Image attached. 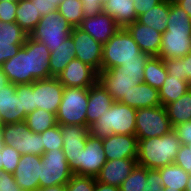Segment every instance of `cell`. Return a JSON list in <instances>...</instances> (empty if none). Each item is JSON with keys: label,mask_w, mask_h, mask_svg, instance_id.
Returning <instances> with one entry per match:
<instances>
[{"label": "cell", "mask_w": 191, "mask_h": 191, "mask_svg": "<svg viewBox=\"0 0 191 191\" xmlns=\"http://www.w3.org/2000/svg\"><path fill=\"white\" fill-rule=\"evenodd\" d=\"M180 146V139L174 130L162 137L138 139L137 163L147 169H159L173 164Z\"/></svg>", "instance_id": "obj_1"}, {"label": "cell", "mask_w": 191, "mask_h": 191, "mask_svg": "<svg viewBox=\"0 0 191 191\" xmlns=\"http://www.w3.org/2000/svg\"><path fill=\"white\" fill-rule=\"evenodd\" d=\"M136 111L135 108L114 101L109 110L89 127L90 135L99 139L112 134L135 135Z\"/></svg>", "instance_id": "obj_2"}, {"label": "cell", "mask_w": 191, "mask_h": 191, "mask_svg": "<svg viewBox=\"0 0 191 191\" xmlns=\"http://www.w3.org/2000/svg\"><path fill=\"white\" fill-rule=\"evenodd\" d=\"M143 54L127 29L120 28L107 43L103 44L101 70L139 61Z\"/></svg>", "instance_id": "obj_3"}, {"label": "cell", "mask_w": 191, "mask_h": 191, "mask_svg": "<svg viewBox=\"0 0 191 191\" xmlns=\"http://www.w3.org/2000/svg\"><path fill=\"white\" fill-rule=\"evenodd\" d=\"M89 88L64 87L61 103L56 113V123L87 127Z\"/></svg>", "instance_id": "obj_4"}, {"label": "cell", "mask_w": 191, "mask_h": 191, "mask_svg": "<svg viewBox=\"0 0 191 191\" xmlns=\"http://www.w3.org/2000/svg\"><path fill=\"white\" fill-rule=\"evenodd\" d=\"M72 28L58 10H55L42 16L29 36L45 44L51 52L71 36Z\"/></svg>", "instance_id": "obj_5"}, {"label": "cell", "mask_w": 191, "mask_h": 191, "mask_svg": "<svg viewBox=\"0 0 191 191\" xmlns=\"http://www.w3.org/2000/svg\"><path fill=\"white\" fill-rule=\"evenodd\" d=\"M137 139L162 137L173 130L164 106L140 108L136 111Z\"/></svg>", "instance_id": "obj_6"}, {"label": "cell", "mask_w": 191, "mask_h": 191, "mask_svg": "<svg viewBox=\"0 0 191 191\" xmlns=\"http://www.w3.org/2000/svg\"><path fill=\"white\" fill-rule=\"evenodd\" d=\"M3 134L4 144L14 147L21 155L41 156L44 153L42 135L31 131L25 121L6 124Z\"/></svg>", "instance_id": "obj_7"}, {"label": "cell", "mask_w": 191, "mask_h": 191, "mask_svg": "<svg viewBox=\"0 0 191 191\" xmlns=\"http://www.w3.org/2000/svg\"><path fill=\"white\" fill-rule=\"evenodd\" d=\"M41 160L40 187L66 185L73 176L62 149L44 152Z\"/></svg>", "instance_id": "obj_8"}, {"label": "cell", "mask_w": 191, "mask_h": 191, "mask_svg": "<svg viewBox=\"0 0 191 191\" xmlns=\"http://www.w3.org/2000/svg\"><path fill=\"white\" fill-rule=\"evenodd\" d=\"M106 161L102 139L89 134L85 148L78 156V168L73 175L96 178Z\"/></svg>", "instance_id": "obj_9"}, {"label": "cell", "mask_w": 191, "mask_h": 191, "mask_svg": "<svg viewBox=\"0 0 191 191\" xmlns=\"http://www.w3.org/2000/svg\"><path fill=\"white\" fill-rule=\"evenodd\" d=\"M64 85L57 79L36 80L33 82L34 106L56 115L62 100Z\"/></svg>", "instance_id": "obj_10"}, {"label": "cell", "mask_w": 191, "mask_h": 191, "mask_svg": "<svg viewBox=\"0 0 191 191\" xmlns=\"http://www.w3.org/2000/svg\"><path fill=\"white\" fill-rule=\"evenodd\" d=\"M71 37L75 44V58L99 72L101 70L103 45L79 27L72 28Z\"/></svg>", "instance_id": "obj_11"}, {"label": "cell", "mask_w": 191, "mask_h": 191, "mask_svg": "<svg viewBox=\"0 0 191 191\" xmlns=\"http://www.w3.org/2000/svg\"><path fill=\"white\" fill-rule=\"evenodd\" d=\"M63 137V153L66 156L70 170L78 168V156L85 148L86 139L90 134L89 127L59 124Z\"/></svg>", "instance_id": "obj_12"}, {"label": "cell", "mask_w": 191, "mask_h": 191, "mask_svg": "<svg viewBox=\"0 0 191 191\" xmlns=\"http://www.w3.org/2000/svg\"><path fill=\"white\" fill-rule=\"evenodd\" d=\"M57 79L64 87L89 88L98 81V72L79 59L73 58Z\"/></svg>", "instance_id": "obj_13"}, {"label": "cell", "mask_w": 191, "mask_h": 191, "mask_svg": "<svg viewBox=\"0 0 191 191\" xmlns=\"http://www.w3.org/2000/svg\"><path fill=\"white\" fill-rule=\"evenodd\" d=\"M144 76L119 75L117 68L100 70L98 72V82L112 96L114 101H120L133 86L143 83Z\"/></svg>", "instance_id": "obj_14"}, {"label": "cell", "mask_w": 191, "mask_h": 191, "mask_svg": "<svg viewBox=\"0 0 191 191\" xmlns=\"http://www.w3.org/2000/svg\"><path fill=\"white\" fill-rule=\"evenodd\" d=\"M12 84L33 83L36 79L29 72V35L18 53L1 66Z\"/></svg>", "instance_id": "obj_15"}, {"label": "cell", "mask_w": 191, "mask_h": 191, "mask_svg": "<svg viewBox=\"0 0 191 191\" xmlns=\"http://www.w3.org/2000/svg\"><path fill=\"white\" fill-rule=\"evenodd\" d=\"M41 156L24 154L13 173L14 179L23 191H36L39 187Z\"/></svg>", "instance_id": "obj_16"}, {"label": "cell", "mask_w": 191, "mask_h": 191, "mask_svg": "<svg viewBox=\"0 0 191 191\" xmlns=\"http://www.w3.org/2000/svg\"><path fill=\"white\" fill-rule=\"evenodd\" d=\"M106 160L137 158L138 139L136 135L112 134L102 139Z\"/></svg>", "instance_id": "obj_17"}, {"label": "cell", "mask_w": 191, "mask_h": 191, "mask_svg": "<svg viewBox=\"0 0 191 191\" xmlns=\"http://www.w3.org/2000/svg\"><path fill=\"white\" fill-rule=\"evenodd\" d=\"M26 113L22 109L21 96H17L16 84L9 83L0 90V121L13 124L25 121Z\"/></svg>", "instance_id": "obj_18"}, {"label": "cell", "mask_w": 191, "mask_h": 191, "mask_svg": "<svg viewBox=\"0 0 191 191\" xmlns=\"http://www.w3.org/2000/svg\"><path fill=\"white\" fill-rule=\"evenodd\" d=\"M159 56L162 59L182 58L191 53V31H165Z\"/></svg>", "instance_id": "obj_19"}, {"label": "cell", "mask_w": 191, "mask_h": 191, "mask_svg": "<svg viewBox=\"0 0 191 191\" xmlns=\"http://www.w3.org/2000/svg\"><path fill=\"white\" fill-rule=\"evenodd\" d=\"M137 164V158L107 160L96 180L120 188Z\"/></svg>", "instance_id": "obj_20"}, {"label": "cell", "mask_w": 191, "mask_h": 191, "mask_svg": "<svg viewBox=\"0 0 191 191\" xmlns=\"http://www.w3.org/2000/svg\"><path fill=\"white\" fill-rule=\"evenodd\" d=\"M126 29L139 46L141 52L149 54L150 56H159L162 33L140 23L138 20L129 24Z\"/></svg>", "instance_id": "obj_21"}, {"label": "cell", "mask_w": 191, "mask_h": 191, "mask_svg": "<svg viewBox=\"0 0 191 191\" xmlns=\"http://www.w3.org/2000/svg\"><path fill=\"white\" fill-rule=\"evenodd\" d=\"M79 28L102 45L107 43L120 29L115 20L104 12L96 16L85 17Z\"/></svg>", "instance_id": "obj_22"}, {"label": "cell", "mask_w": 191, "mask_h": 191, "mask_svg": "<svg viewBox=\"0 0 191 191\" xmlns=\"http://www.w3.org/2000/svg\"><path fill=\"white\" fill-rule=\"evenodd\" d=\"M113 103L114 99L100 82L97 81L89 87L86 111L87 127L93 125L105 111L109 110Z\"/></svg>", "instance_id": "obj_23"}, {"label": "cell", "mask_w": 191, "mask_h": 191, "mask_svg": "<svg viewBox=\"0 0 191 191\" xmlns=\"http://www.w3.org/2000/svg\"><path fill=\"white\" fill-rule=\"evenodd\" d=\"M50 50L29 36V72L36 80L51 78L49 67Z\"/></svg>", "instance_id": "obj_24"}, {"label": "cell", "mask_w": 191, "mask_h": 191, "mask_svg": "<svg viewBox=\"0 0 191 191\" xmlns=\"http://www.w3.org/2000/svg\"><path fill=\"white\" fill-rule=\"evenodd\" d=\"M119 102L135 109L161 105L159 90L144 82L133 86L128 94H125Z\"/></svg>", "instance_id": "obj_25"}, {"label": "cell", "mask_w": 191, "mask_h": 191, "mask_svg": "<svg viewBox=\"0 0 191 191\" xmlns=\"http://www.w3.org/2000/svg\"><path fill=\"white\" fill-rule=\"evenodd\" d=\"M134 0H107L103 12L111 16L120 28H126L138 19Z\"/></svg>", "instance_id": "obj_26"}, {"label": "cell", "mask_w": 191, "mask_h": 191, "mask_svg": "<svg viewBox=\"0 0 191 191\" xmlns=\"http://www.w3.org/2000/svg\"><path fill=\"white\" fill-rule=\"evenodd\" d=\"M73 58H75V44L72 37L69 36L54 51L50 52L49 67L51 76L58 77Z\"/></svg>", "instance_id": "obj_27"}, {"label": "cell", "mask_w": 191, "mask_h": 191, "mask_svg": "<svg viewBox=\"0 0 191 191\" xmlns=\"http://www.w3.org/2000/svg\"><path fill=\"white\" fill-rule=\"evenodd\" d=\"M169 12L170 0H163L149 11L139 15L137 20L163 34L167 28Z\"/></svg>", "instance_id": "obj_28"}, {"label": "cell", "mask_w": 191, "mask_h": 191, "mask_svg": "<svg viewBox=\"0 0 191 191\" xmlns=\"http://www.w3.org/2000/svg\"><path fill=\"white\" fill-rule=\"evenodd\" d=\"M189 90V81L182 77L167 75L163 85L159 89V97L162 106L176 101Z\"/></svg>", "instance_id": "obj_29"}, {"label": "cell", "mask_w": 191, "mask_h": 191, "mask_svg": "<svg viewBox=\"0 0 191 191\" xmlns=\"http://www.w3.org/2000/svg\"><path fill=\"white\" fill-rule=\"evenodd\" d=\"M160 172L163 188L173 191H186L189 173L175 163L157 169Z\"/></svg>", "instance_id": "obj_30"}, {"label": "cell", "mask_w": 191, "mask_h": 191, "mask_svg": "<svg viewBox=\"0 0 191 191\" xmlns=\"http://www.w3.org/2000/svg\"><path fill=\"white\" fill-rule=\"evenodd\" d=\"M171 126L191 121V90L165 106Z\"/></svg>", "instance_id": "obj_31"}, {"label": "cell", "mask_w": 191, "mask_h": 191, "mask_svg": "<svg viewBox=\"0 0 191 191\" xmlns=\"http://www.w3.org/2000/svg\"><path fill=\"white\" fill-rule=\"evenodd\" d=\"M15 22L30 35L34 28L38 25L41 15L35 8L34 2L31 0H19L16 9Z\"/></svg>", "instance_id": "obj_32"}, {"label": "cell", "mask_w": 191, "mask_h": 191, "mask_svg": "<svg viewBox=\"0 0 191 191\" xmlns=\"http://www.w3.org/2000/svg\"><path fill=\"white\" fill-rule=\"evenodd\" d=\"M167 75L168 72L163 59L158 56H151L145 64L143 82L159 90Z\"/></svg>", "instance_id": "obj_33"}, {"label": "cell", "mask_w": 191, "mask_h": 191, "mask_svg": "<svg viewBox=\"0 0 191 191\" xmlns=\"http://www.w3.org/2000/svg\"><path fill=\"white\" fill-rule=\"evenodd\" d=\"M25 123L34 133H42L57 124L54 113L40 108L26 115Z\"/></svg>", "instance_id": "obj_34"}, {"label": "cell", "mask_w": 191, "mask_h": 191, "mask_svg": "<svg viewBox=\"0 0 191 191\" xmlns=\"http://www.w3.org/2000/svg\"><path fill=\"white\" fill-rule=\"evenodd\" d=\"M166 31H191V18L176 2L170 0Z\"/></svg>", "instance_id": "obj_35"}, {"label": "cell", "mask_w": 191, "mask_h": 191, "mask_svg": "<svg viewBox=\"0 0 191 191\" xmlns=\"http://www.w3.org/2000/svg\"><path fill=\"white\" fill-rule=\"evenodd\" d=\"M58 13L70 24L79 27L85 18L81 0H63L58 6Z\"/></svg>", "instance_id": "obj_36"}, {"label": "cell", "mask_w": 191, "mask_h": 191, "mask_svg": "<svg viewBox=\"0 0 191 191\" xmlns=\"http://www.w3.org/2000/svg\"><path fill=\"white\" fill-rule=\"evenodd\" d=\"M28 34L16 22L0 21V43L25 44Z\"/></svg>", "instance_id": "obj_37"}, {"label": "cell", "mask_w": 191, "mask_h": 191, "mask_svg": "<svg viewBox=\"0 0 191 191\" xmlns=\"http://www.w3.org/2000/svg\"><path fill=\"white\" fill-rule=\"evenodd\" d=\"M148 169L136 165L120 186V191H144Z\"/></svg>", "instance_id": "obj_38"}, {"label": "cell", "mask_w": 191, "mask_h": 191, "mask_svg": "<svg viewBox=\"0 0 191 191\" xmlns=\"http://www.w3.org/2000/svg\"><path fill=\"white\" fill-rule=\"evenodd\" d=\"M42 135V145L44 152L63 149V137L59 124L40 133Z\"/></svg>", "instance_id": "obj_39"}, {"label": "cell", "mask_w": 191, "mask_h": 191, "mask_svg": "<svg viewBox=\"0 0 191 191\" xmlns=\"http://www.w3.org/2000/svg\"><path fill=\"white\" fill-rule=\"evenodd\" d=\"M17 96H21L22 109L28 115L35 110L33 83L16 84Z\"/></svg>", "instance_id": "obj_40"}, {"label": "cell", "mask_w": 191, "mask_h": 191, "mask_svg": "<svg viewBox=\"0 0 191 191\" xmlns=\"http://www.w3.org/2000/svg\"><path fill=\"white\" fill-rule=\"evenodd\" d=\"M151 56L149 54H143L139 61H131L123 63V65L117 67L119 70V75H129V76H144L145 64Z\"/></svg>", "instance_id": "obj_41"}, {"label": "cell", "mask_w": 191, "mask_h": 191, "mask_svg": "<svg viewBox=\"0 0 191 191\" xmlns=\"http://www.w3.org/2000/svg\"><path fill=\"white\" fill-rule=\"evenodd\" d=\"M3 171L14 173L21 154L12 146L3 145L1 149Z\"/></svg>", "instance_id": "obj_42"}, {"label": "cell", "mask_w": 191, "mask_h": 191, "mask_svg": "<svg viewBox=\"0 0 191 191\" xmlns=\"http://www.w3.org/2000/svg\"><path fill=\"white\" fill-rule=\"evenodd\" d=\"M96 178L73 175L65 185L66 191H94Z\"/></svg>", "instance_id": "obj_43"}, {"label": "cell", "mask_w": 191, "mask_h": 191, "mask_svg": "<svg viewBox=\"0 0 191 191\" xmlns=\"http://www.w3.org/2000/svg\"><path fill=\"white\" fill-rule=\"evenodd\" d=\"M18 2L15 1H1L0 2V21L15 22L16 9Z\"/></svg>", "instance_id": "obj_44"}, {"label": "cell", "mask_w": 191, "mask_h": 191, "mask_svg": "<svg viewBox=\"0 0 191 191\" xmlns=\"http://www.w3.org/2000/svg\"><path fill=\"white\" fill-rule=\"evenodd\" d=\"M163 63L168 72V75L182 77L184 80H188V78L184 74L182 58L163 59Z\"/></svg>", "instance_id": "obj_45"}, {"label": "cell", "mask_w": 191, "mask_h": 191, "mask_svg": "<svg viewBox=\"0 0 191 191\" xmlns=\"http://www.w3.org/2000/svg\"><path fill=\"white\" fill-rule=\"evenodd\" d=\"M174 163L191 174V150L188 145L181 144Z\"/></svg>", "instance_id": "obj_46"}, {"label": "cell", "mask_w": 191, "mask_h": 191, "mask_svg": "<svg viewBox=\"0 0 191 191\" xmlns=\"http://www.w3.org/2000/svg\"><path fill=\"white\" fill-rule=\"evenodd\" d=\"M163 182L157 169H148L144 191H162Z\"/></svg>", "instance_id": "obj_47"}, {"label": "cell", "mask_w": 191, "mask_h": 191, "mask_svg": "<svg viewBox=\"0 0 191 191\" xmlns=\"http://www.w3.org/2000/svg\"><path fill=\"white\" fill-rule=\"evenodd\" d=\"M84 17L96 16L103 13V5L107 0H81Z\"/></svg>", "instance_id": "obj_48"}, {"label": "cell", "mask_w": 191, "mask_h": 191, "mask_svg": "<svg viewBox=\"0 0 191 191\" xmlns=\"http://www.w3.org/2000/svg\"><path fill=\"white\" fill-rule=\"evenodd\" d=\"M0 191H23L14 179V175L0 170Z\"/></svg>", "instance_id": "obj_49"}, {"label": "cell", "mask_w": 191, "mask_h": 191, "mask_svg": "<svg viewBox=\"0 0 191 191\" xmlns=\"http://www.w3.org/2000/svg\"><path fill=\"white\" fill-rule=\"evenodd\" d=\"M173 130L176 132L181 144L188 145L191 143V121L179 123L173 127Z\"/></svg>", "instance_id": "obj_50"}, {"label": "cell", "mask_w": 191, "mask_h": 191, "mask_svg": "<svg viewBox=\"0 0 191 191\" xmlns=\"http://www.w3.org/2000/svg\"><path fill=\"white\" fill-rule=\"evenodd\" d=\"M23 45L24 44L10 45L0 43V67L5 61L15 56Z\"/></svg>", "instance_id": "obj_51"}, {"label": "cell", "mask_w": 191, "mask_h": 191, "mask_svg": "<svg viewBox=\"0 0 191 191\" xmlns=\"http://www.w3.org/2000/svg\"><path fill=\"white\" fill-rule=\"evenodd\" d=\"M163 0H134V8L137 16L149 11L152 7L161 3Z\"/></svg>", "instance_id": "obj_52"}, {"label": "cell", "mask_w": 191, "mask_h": 191, "mask_svg": "<svg viewBox=\"0 0 191 191\" xmlns=\"http://www.w3.org/2000/svg\"><path fill=\"white\" fill-rule=\"evenodd\" d=\"M34 2L35 8L41 16H45L50 12L49 0H31Z\"/></svg>", "instance_id": "obj_53"}, {"label": "cell", "mask_w": 191, "mask_h": 191, "mask_svg": "<svg viewBox=\"0 0 191 191\" xmlns=\"http://www.w3.org/2000/svg\"><path fill=\"white\" fill-rule=\"evenodd\" d=\"M184 74L189 81V90H191V53L182 57Z\"/></svg>", "instance_id": "obj_54"}, {"label": "cell", "mask_w": 191, "mask_h": 191, "mask_svg": "<svg viewBox=\"0 0 191 191\" xmlns=\"http://www.w3.org/2000/svg\"><path fill=\"white\" fill-rule=\"evenodd\" d=\"M94 191H120V189L112 185L103 184L96 180Z\"/></svg>", "instance_id": "obj_55"}, {"label": "cell", "mask_w": 191, "mask_h": 191, "mask_svg": "<svg viewBox=\"0 0 191 191\" xmlns=\"http://www.w3.org/2000/svg\"><path fill=\"white\" fill-rule=\"evenodd\" d=\"M178 5H180L191 18V0H176Z\"/></svg>", "instance_id": "obj_56"}, {"label": "cell", "mask_w": 191, "mask_h": 191, "mask_svg": "<svg viewBox=\"0 0 191 191\" xmlns=\"http://www.w3.org/2000/svg\"><path fill=\"white\" fill-rule=\"evenodd\" d=\"M36 191H66L65 185H53L48 187H39Z\"/></svg>", "instance_id": "obj_57"}, {"label": "cell", "mask_w": 191, "mask_h": 191, "mask_svg": "<svg viewBox=\"0 0 191 191\" xmlns=\"http://www.w3.org/2000/svg\"><path fill=\"white\" fill-rule=\"evenodd\" d=\"M10 81L7 78V75L3 72L2 68L0 67V90L1 88L6 87Z\"/></svg>", "instance_id": "obj_58"}, {"label": "cell", "mask_w": 191, "mask_h": 191, "mask_svg": "<svg viewBox=\"0 0 191 191\" xmlns=\"http://www.w3.org/2000/svg\"><path fill=\"white\" fill-rule=\"evenodd\" d=\"M62 1H63V0H49L50 12H51V11L58 10V6H59V4H60Z\"/></svg>", "instance_id": "obj_59"}, {"label": "cell", "mask_w": 191, "mask_h": 191, "mask_svg": "<svg viewBox=\"0 0 191 191\" xmlns=\"http://www.w3.org/2000/svg\"><path fill=\"white\" fill-rule=\"evenodd\" d=\"M4 124L0 121V148L4 145Z\"/></svg>", "instance_id": "obj_60"}, {"label": "cell", "mask_w": 191, "mask_h": 191, "mask_svg": "<svg viewBox=\"0 0 191 191\" xmlns=\"http://www.w3.org/2000/svg\"><path fill=\"white\" fill-rule=\"evenodd\" d=\"M186 191H191V174H189Z\"/></svg>", "instance_id": "obj_61"}, {"label": "cell", "mask_w": 191, "mask_h": 191, "mask_svg": "<svg viewBox=\"0 0 191 191\" xmlns=\"http://www.w3.org/2000/svg\"><path fill=\"white\" fill-rule=\"evenodd\" d=\"M1 149H2V148H0V170H3Z\"/></svg>", "instance_id": "obj_62"}, {"label": "cell", "mask_w": 191, "mask_h": 191, "mask_svg": "<svg viewBox=\"0 0 191 191\" xmlns=\"http://www.w3.org/2000/svg\"><path fill=\"white\" fill-rule=\"evenodd\" d=\"M1 1H15V2H18L19 0H0Z\"/></svg>", "instance_id": "obj_63"}, {"label": "cell", "mask_w": 191, "mask_h": 191, "mask_svg": "<svg viewBox=\"0 0 191 191\" xmlns=\"http://www.w3.org/2000/svg\"><path fill=\"white\" fill-rule=\"evenodd\" d=\"M188 146H189V150H191V143H189Z\"/></svg>", "instance_id": "obj_64"}, {"label": "cell", "mask_w": 191, "mask_h": 191, "mask_svg": "<svg viewBox=\"0 0 191 191\" xmlns=\"http://www.w3.org/2000/svg\"><path fill=\"white\" fill-rule=\"evenodd\" d=\"M162 191H173V190H166L165 188H163V190Z\"/></svg>", "instance_id": "obj_65"}]
</instances>
